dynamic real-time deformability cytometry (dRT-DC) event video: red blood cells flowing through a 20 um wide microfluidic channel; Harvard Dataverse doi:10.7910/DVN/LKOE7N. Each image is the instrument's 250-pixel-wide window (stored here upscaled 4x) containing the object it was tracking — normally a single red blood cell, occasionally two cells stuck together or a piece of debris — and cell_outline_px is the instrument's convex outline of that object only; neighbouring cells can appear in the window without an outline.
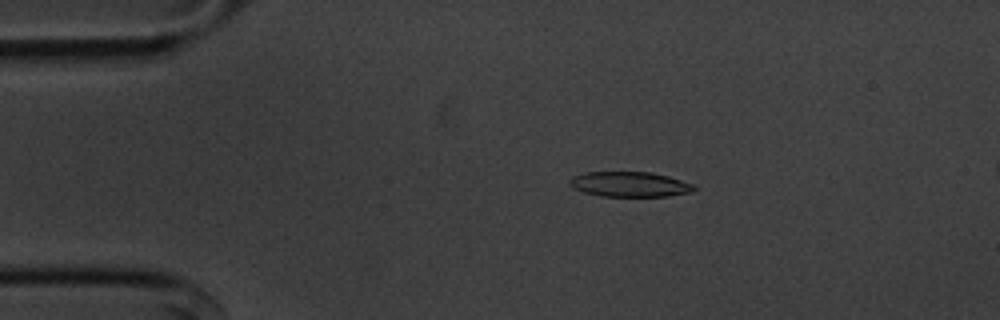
{"species": "common noctule bat (a hibernating species)", "species_latin": "Nyctalus noctula", "temperature_condition": "cold", "stored_images_in_passage": 54, "camera_frame_rate_fps": 3000, "um_per_image_px": 0.085, "animal": {"sex": "male", "body_mass_g": 20.1, "forearm_length_mm": 53.5}, "frame": {"image": 1, "passage_image": 10, "time_ms": 3.0, "image_size_px": [1000, 320], "cell_outline_px": [[696, 188], [692, 192], [668, 196], [600, 196], [584, 192], [572, 188], [568, 184], [568, 180], [572, 176], [584, 172], [652, 172], [668, 176], [692, 184]], "centroid_in_image_um": [53.47, 15.66], "position_along_channel_um": 31.5, "area_um2": 18.26}}
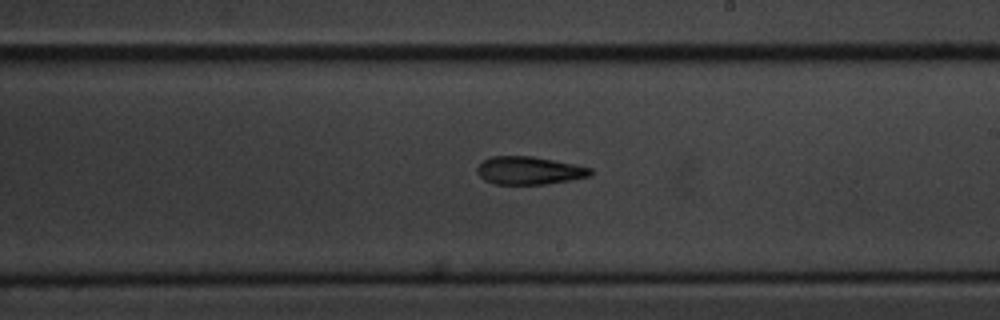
{"frame": {"image": 2, "passage_image": 31, "time_ms": 10.0, "image_size_px": [1000, 320], "cell_outline_px": [[592, 176], [544, 184], [496, 184], [484, 180], [476, 172], [476, 168], [484, 160], [492, 156], [532, 156], [592, 168]], "centroid_in_image_um": [44.96, 14.49], "position_along_channel_um": 244.0, "area_um2": 18.26}}
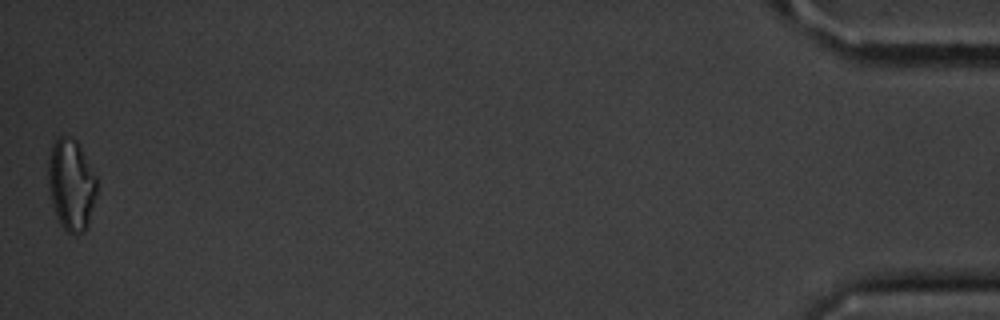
{"frame": {"image": 3, "passage_image": 54, "time_ms": 17.667, "image_size_px": [1000, 320], "cell_outline_px": [[96, 196], [88, 224], [84, 232], [76, 236], [68, 232], [60, 224], [52, 204], [48, 184], [48, 160], [52, 144], [60, 136], [68, 136], [76, 140], [96, 176]], "centroid_in_image_um": [6.05, 15.72], "position_along_channel_um": 429.2, "area_um2": 25.78}, "authors_computed_cell_mechanics": {"area_um2": 19.074, "velocity_mm_per_s": 3.6415, "shape_relaxation_time_tau1_ms": 7.5445, "shape_relaxation_time_tau2_ms": 9.7224, "deformation_change_tau1": 0.1768, "deformation_change_tau2": 0.2538}}